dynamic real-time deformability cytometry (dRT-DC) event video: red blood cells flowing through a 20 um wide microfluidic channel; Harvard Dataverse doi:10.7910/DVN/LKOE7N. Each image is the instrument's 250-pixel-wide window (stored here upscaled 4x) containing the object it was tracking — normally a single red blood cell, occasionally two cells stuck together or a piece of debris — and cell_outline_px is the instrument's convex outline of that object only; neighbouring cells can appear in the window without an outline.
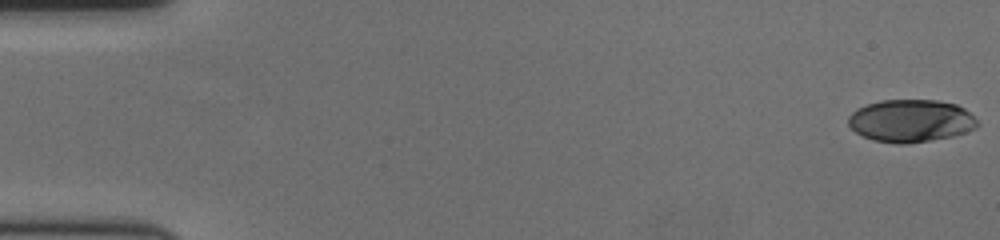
{"species": "human", "species_latin": "Homo sapiens", "temperature_condition": "cold", "stored_images_in_passage": 59, "camera_frame_rate_fps": 3000, "um_per_image_px": 0.085, "donor": {"sex": "female"}, "frame": {"image": 1, "passage_image": 1, "time_ms": 0.0, "image_size_px": [1000, 240], "cell_outline_px": [[980, 124], [976, 128], [952, 136], [908, 144], [900, 144], [872, 140], [856, 132], [848, 124], [848, 116], [856, 108], [880, 100], [936, 100], [956, 104], [964, 108]], "centroid_in_image_um": [77.4, 10.26], "position_along_channel_um": 7.6, "area_um2": 31.96}}
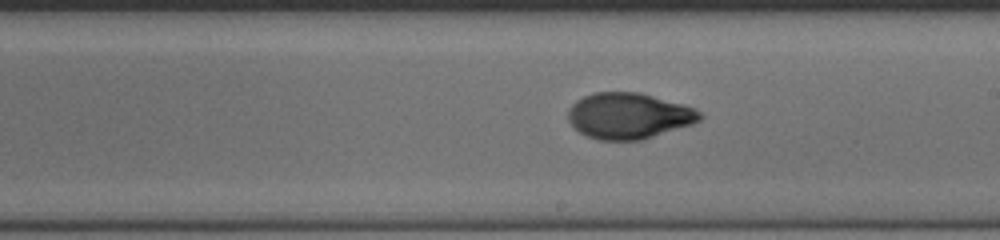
{"frame": {"image": 2, "passage_image": 34, "time_ms": 11.0, "image_size_px": [1000, 240], "cell_outline_px": [[704, 116], [700, 120], [692, 124], [644, 140], [600, 140], [588, 136], [580, 132], [568, 120], [568, 108], [576, 100], [584, 96], [596, 92], [640, 92], [684, 104], [696, 108]], "centroid_in_image_um": [53.47, 9.84], "position_along_channel_um": 235.5, "area_um2": 35.49}}
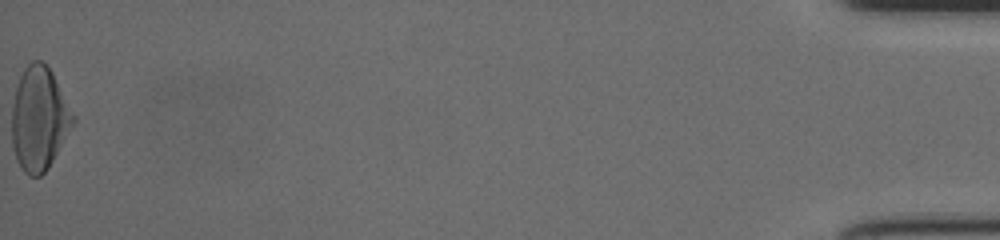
{"frame": {"image": 3, "passage_image": 59, "time_ms": 19.333, "image_size_px": [1000, 240], "cell_outline_px": [[76, 120], [48, 168], [40, 176], [28, 176], [20, 168], [16, 160], [12, 144], [12, 108], [16, 88], [20, 76], [24, 68], [32, 60], [40, 60], [52, 72], [76, 116]], "centroid_in_image_um": [3.33, 10.1], "position_along_channel_um": 431.9, "area_um2": 36.93}, "authors_computed_cell_mechanics": {"area_um2": 34.68, "velocity_mm_per_s": 3.5942, "shape_relaxation_time_tau1_ms": 5.2565, "shape_relaxation_time_tau2_ms": 1.1897, "deformation_change_tau1": 0.193, "deformation_change_tau2": 0.051}}